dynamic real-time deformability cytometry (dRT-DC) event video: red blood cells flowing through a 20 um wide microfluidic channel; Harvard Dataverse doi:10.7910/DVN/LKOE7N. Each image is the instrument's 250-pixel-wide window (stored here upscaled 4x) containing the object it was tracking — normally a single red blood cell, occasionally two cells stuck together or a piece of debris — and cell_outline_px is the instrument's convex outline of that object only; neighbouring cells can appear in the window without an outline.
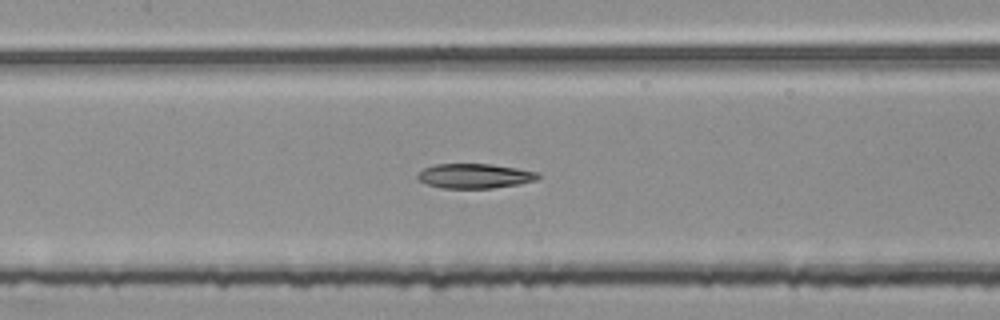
{"species": "common noctule bat (a hibernating species)", "species_latin": "Nyctalus noctula", "temperature_condition": "room temperature", "stored_images_in_passage": 53, "segment_of_instrument_passage": [2, 2], "camera_frame_rate_fps": 3000, "um_per_image_px": 0.085, "animal": {"sex": "female", "body_mass_g": 25.1}, "frame": {"image": 1, "passage_image": 25, "time_ms": 8.0, "image_size_px": [1000, 320], "cell_outline_px": [[540, 176], [536, 180], [516, 184], [492, 188], [440, 188], [428, 184], [420, 180], [416, 176], [424, 168], [436, 164], [492, 164], [540, 172]], "centroid_in_image_um": [40.36, 14.95], "position_along_channel_um": 167.0, "area_um2": 17.17}}
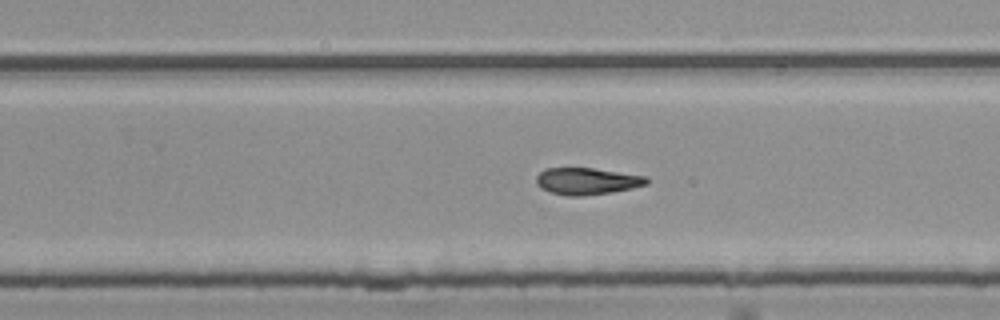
{"frame": {"image": 2, "passage_image": 34, "time_ms": 11.0, "image_size_px": [1000, 320], "cell_outline_px": [[648, 184], [632, 188], [612, 192], [584, 196], [568, 196], [548, 192], [540, 188], [536, 184], [536, 176], [544, 168], [592, 168], [648, 176]], "centroid_in_image_um": [49.87, 15.4], "position_along_channel_um": 279.9, "area_um2": 17.46}}
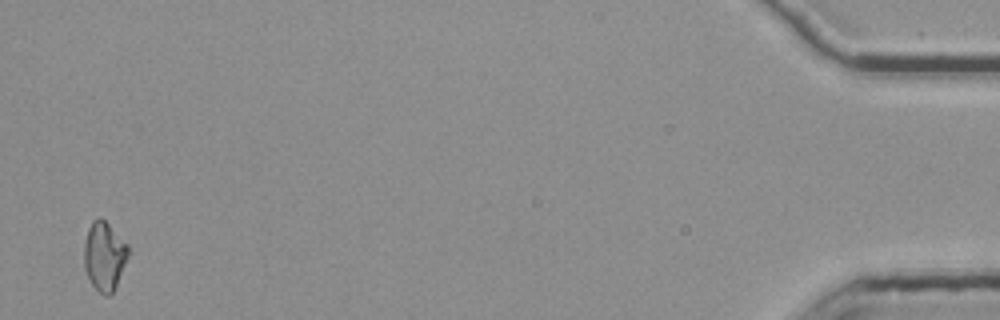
{"frame": {"image": 3, "passage_image": 53, "time_ms": 17.333, "image_size_px": [1000, 320], "cell_outline_px": [[128, 256], [116, 284], [112, 292], [108, 296], [104, 296], [92, 284], [84, 268], [84, 244], [88, 228], [92, 220], [96, 216], [100, 216], [128, 244]], "centroid_in_image_um": [8.85, 21.73], "position_along_channel_um": 426.4, "area_um2": 17.51}}